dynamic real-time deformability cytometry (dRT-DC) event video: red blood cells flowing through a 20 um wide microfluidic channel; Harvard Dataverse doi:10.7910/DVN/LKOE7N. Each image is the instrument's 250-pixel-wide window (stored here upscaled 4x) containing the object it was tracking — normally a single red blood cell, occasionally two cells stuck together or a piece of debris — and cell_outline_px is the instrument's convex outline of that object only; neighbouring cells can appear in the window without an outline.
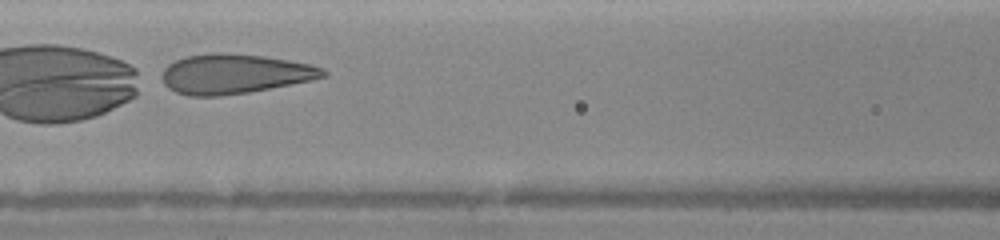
{"species": "human", "species_latin": "Homo sapiens", "temperature_condition": "warm", "stored_images_in_passage": 20, "camera_frame_rate_fps": 3000, "um_per_image_px": 0.085, "donor": {"sex": "female"}, "frame": {"image": 1, "passage_image": 7, "time_ms": 2.0, "image_size_px": [1000, 240], "cell_outline_px": [[328, 76], [312, 80], [248, 92], [220, 96], [188, 96], [176, 92], [168, 88], [164, 84], [160, 76], [164, 68], [168, 64], [176, 60], [188, 56], [212, 52], [224, 52], [264, 56], [312, 64], [324, 68], [328, 72]], "centroid_in_image_um": [19.93, 6.27], "position_along_channel_um": 146.7, "area_um2": 37.51}}
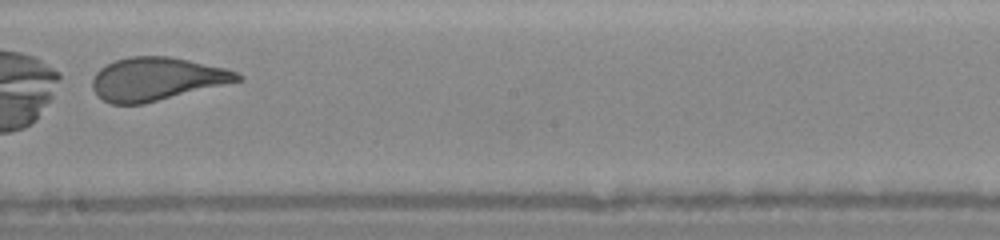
{"frame": {"image": 2, "passage_image": 13, "time_ms": 4.0, "image_size_px": [1000, 240], "cell_outline_px": [[244, 80], [144, 104], [112, 104], [104, 100], [92, 88], [92, 76], [100, 68], [116, 60], [128, 56], [168, 56], [188, 60], [224, 68], [236, 72], [244, 76]], "centroid_in_image_um": [13.33, 6.71], "position_along_channel_um": 234.9, "area_um2": 36.41}}